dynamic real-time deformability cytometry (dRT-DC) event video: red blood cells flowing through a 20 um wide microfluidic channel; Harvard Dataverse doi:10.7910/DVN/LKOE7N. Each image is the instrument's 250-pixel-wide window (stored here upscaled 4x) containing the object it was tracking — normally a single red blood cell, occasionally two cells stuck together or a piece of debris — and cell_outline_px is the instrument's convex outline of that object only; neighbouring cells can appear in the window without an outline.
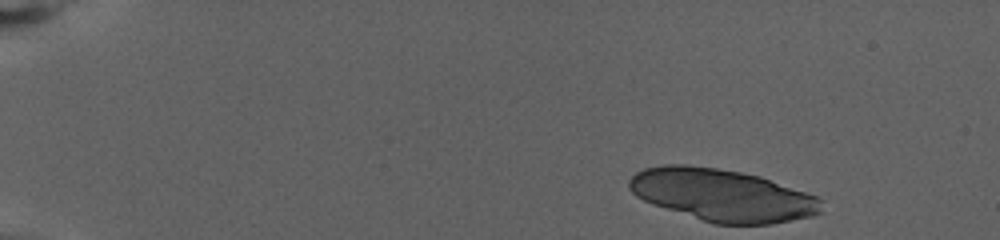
{"species": "human", "species_latin": "Homo sapiens", "temperature_condition": "warm", "stored_images_in_passage": 22, "camera_frame_rate_fps": 3000, "um_per_image_px": 0.085, "donor": {"sex": "female"}, "frame": {"image": 1, "passage_image": 1, "time_ms": 0.0, "image_size_px": [1000, 240], "cell_outline_px": [[824, 212], [812, 216], [772, 224], [716, 224], [652, 204], [636, 196], [628, 188], [628, 180], [636, 172], [644, 168], [664, 164], [684, 164], [716, 168], [740, 172], [760, 176], [816, 196], [820, 200]], "centroid_in_image_um": [61.38, 16.58], "position_along_channel_um": 23.6, "area_um2": 58.32}}